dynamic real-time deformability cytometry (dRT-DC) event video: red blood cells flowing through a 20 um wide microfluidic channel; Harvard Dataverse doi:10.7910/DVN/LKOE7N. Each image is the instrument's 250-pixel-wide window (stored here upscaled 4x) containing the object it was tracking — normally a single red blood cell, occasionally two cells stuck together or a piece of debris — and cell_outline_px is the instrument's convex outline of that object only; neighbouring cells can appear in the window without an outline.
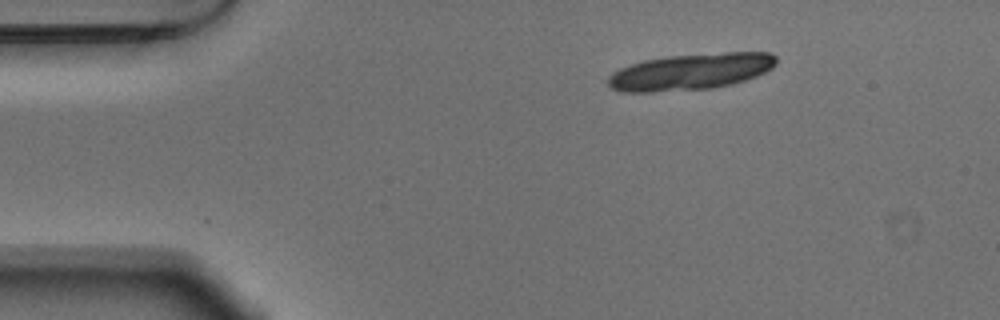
{"species": "Egyptian fruit bat (a non-hibernating species)", "species_latin": "Rousettus aegyptiacus", "temperature_condition": "warm", "stored_images_in_passage": 11, "camera_frame_rate_fps": 3000, "um_per_image_px": 0.085, "animal": {"sex": "male"}, "frame": {"image": 1, "passage_image": 1, "time_ms": 0.0, "image_size_px": [1000, 320], "cell_outline_px": [[776, 64], [772, 68], [756, 76], [732, 84], [712, 88], [652, 92], [620, 92], [612, 88], [608, 84], [608, 76], [612, 72], [620, 68], [644, 60], [668, 56], [724, 52], [768, 52], [776, 56]], "centroid_in_image_um": [58.7, 6.09], "position_along_channel_um": 26.3, "area_um2": 35.66}}